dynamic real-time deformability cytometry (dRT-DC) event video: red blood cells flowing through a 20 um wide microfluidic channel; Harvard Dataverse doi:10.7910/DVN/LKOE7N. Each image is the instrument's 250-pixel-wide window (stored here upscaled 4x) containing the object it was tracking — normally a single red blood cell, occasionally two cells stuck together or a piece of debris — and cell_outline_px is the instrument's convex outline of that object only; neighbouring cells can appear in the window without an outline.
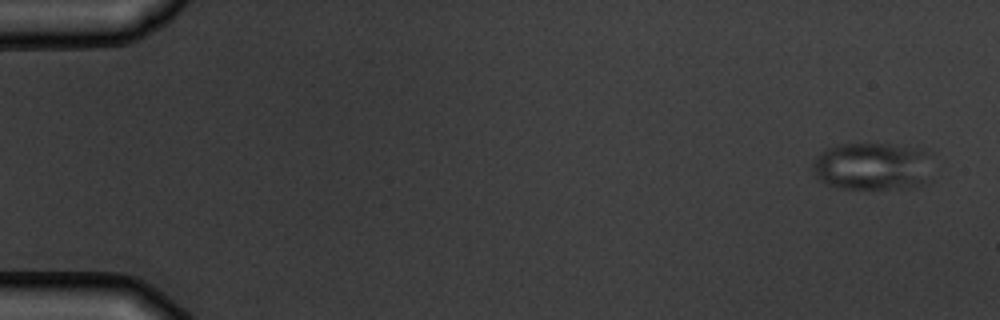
{"species": "common noctule bat (a hibernating species)", "species_latin": "Nyctalus noctula", "temperature_condition": "warm", "stored_images_in_passage": 5, "camera_frame_rate_fps": 3000, "um_per_image_px": 0.085, "animal": {"sex": "male", "body_mass_g": 19.5, "forearm_length_mm": 54.6}, "frame": {"image": 1, "passage_image": 1, "time_ms": 0.0, "image_size_px": [1000, 320], "cell_outline_px": [[932, 152], [928, 180], [924, 184], [904, 188], [844, 188], [828, 184], [820, 180], [816, 176], [812, 168], [812, 160], [824, 148], [836, 144], [892, 144], [920, 148]], "centroid_in_image_um": [74.17, 14.11], "position_along_channel_um": 10.8, "area_um2": 33.76}}